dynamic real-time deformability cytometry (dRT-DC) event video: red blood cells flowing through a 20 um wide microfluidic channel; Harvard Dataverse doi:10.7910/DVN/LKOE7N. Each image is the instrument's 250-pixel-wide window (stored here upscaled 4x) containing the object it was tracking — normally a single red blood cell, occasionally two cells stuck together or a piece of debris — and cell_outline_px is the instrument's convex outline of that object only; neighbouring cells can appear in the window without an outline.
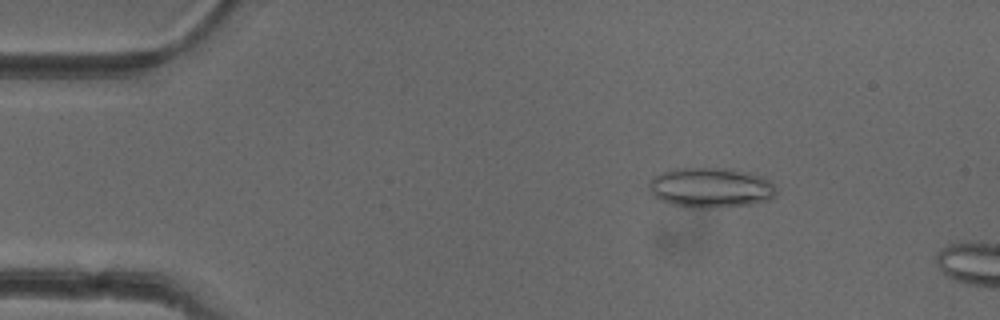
{"species": "common noctule bat (a hibernating species)", "species_latin": "Nyctalus noctula", "temperature_condition": "cold", "stored_images_in_passage": 8, "camera_frame_rate_fps": 3000, "um_per_image_px": 0.085, "animal": {"sex": "female"}, "frame": {"image": 1, "passage_image": 4, "time_ms": 1.0, "image_size_px": [1000, 320], "cell_outline_px": [[776, 192], [768, 200], [752, 204], [708, 208], [692, 208], [672, 204], [660, 200], [648, 188], [648, 184], [652, 176], [672, 168], [724, 168], [752, 172], [768, 180], [772, 184]], "centroid_in_image_um": [60.37, 15.94], "position_along_channel_um": 24.6, "area_um2": 29.71}}